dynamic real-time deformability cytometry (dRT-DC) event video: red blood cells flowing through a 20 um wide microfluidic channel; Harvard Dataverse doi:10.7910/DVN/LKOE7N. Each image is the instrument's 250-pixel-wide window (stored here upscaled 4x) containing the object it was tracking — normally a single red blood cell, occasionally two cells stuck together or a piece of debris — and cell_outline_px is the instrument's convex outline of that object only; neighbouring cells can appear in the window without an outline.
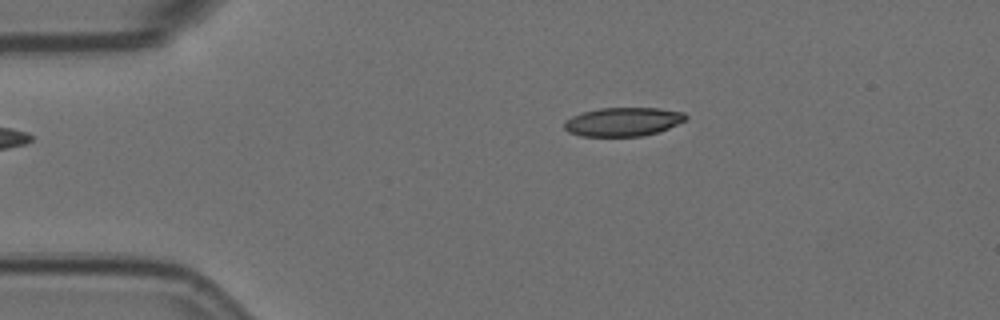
{"species": "Egyptian fruit bat (a non-hibernating species)", "species_latin": "Rousettus aegyptiacus", "temperature_condition": "room temperature", "stored_images_in_passage": 4, "camera_frame_rate_fps": 3000, "um_per_image_px": 0.085, "animal": {"sex": "female"}, "frame": {"image": 1, "passage_image": 2, "time_ms": 0.333, "image_size_px": [1000, 320], "cell_outline_px": [[688, 116], [684, 120], [668, 128], [644, 136], [580, 136], [568, 132], [564, 128], [564, 120], [572, 116], [584, 112], [600, 108], [660, 108], [684, 112]], "centroid_in_image_um": [52.93, 10.35], "position_along_channel_um": 32.1, "area_um2": 20.29}}
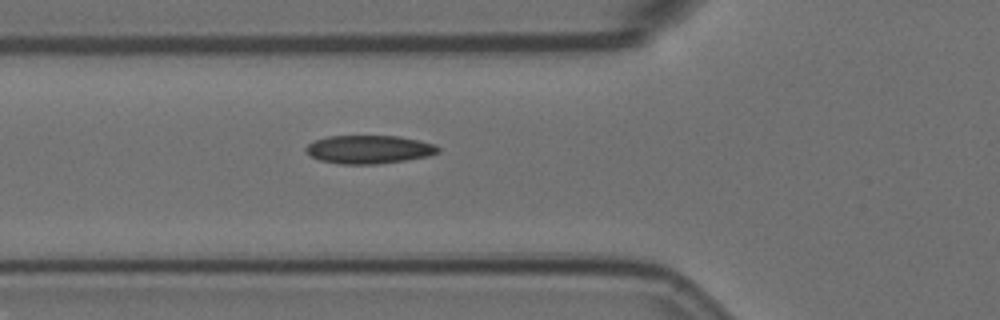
{"frame": {"image": 2, "passage_image": 4, "time_ms": 1.0, "image_size_px": [1000, 320], "cell_outline_px": [[440, 152], [428, 156], [404, 160], [376, 164], [340, 164], [320, 160], [312, 156], [304, 148], [308, 144], [316, 140], [328, 136], [400, 136], [420, 140], [436, 144], [440, 148]], "centroid_in_image_um": [31.41, 12.69], "position_along_channel_um": 94.4, "area_um2": 21.79}}